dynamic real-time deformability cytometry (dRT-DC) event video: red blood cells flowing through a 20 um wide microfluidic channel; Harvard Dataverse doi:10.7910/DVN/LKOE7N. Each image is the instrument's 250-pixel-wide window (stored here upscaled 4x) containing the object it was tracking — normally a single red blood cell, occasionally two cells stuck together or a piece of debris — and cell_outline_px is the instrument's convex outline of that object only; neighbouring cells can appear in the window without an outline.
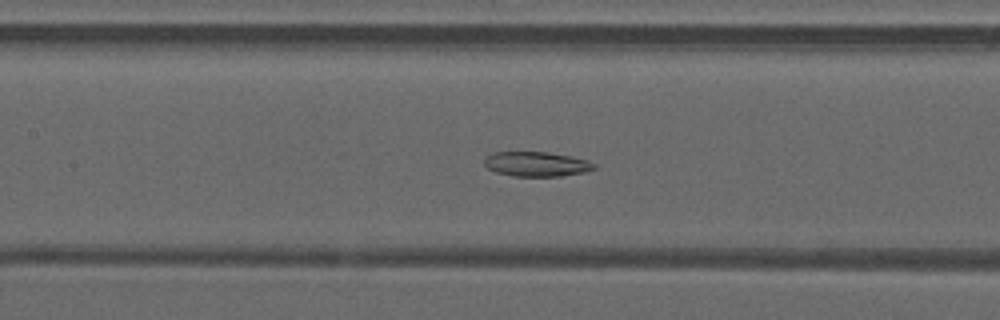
{"species": "common noctule bat (a hibernating species)", "species_latin": "Nyctalus noctula", "temperature_condition": "warm", "stored_images_in_passage": 49, "camera_frame_rate_fps": 3000, "um_per_image_px": 0.085, "animal": {"sex": "male", "forearm_length_mm": 52.5}, "frame": {"image": 1, "passage_image": 23, "time_ms": 7.333, "image_size_px": [1000, 320], "cell_outline_px": [[596, 168], [584, 172], [560, 176], [512, 176], [496, 172], [488, 168], [484, 164], [484, 156], [492, 152], [548, 152], [572, 156], [588, 160], [596, 164]], "centroid_in_image_um": [45.59, 13.94], "position_along_channel_um": 161.8, "area_um2": 15.95}}
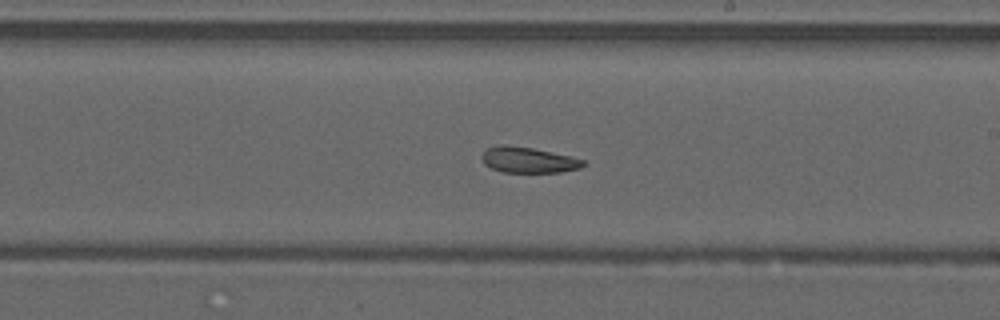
{"frame": {"image": 2, "passage_image": 29, "time_ms": 9.333, "image_size_px": [1000, 320], "cell_outline_px": [[584, 164], [580, 168], [560, 172], [504, 172], [492, 168], [484, 164], [480, 156], [488, 148], [500, 144], [508, 144], [532, 148], [572, 156], [584, 160]], "centroid_in_image_um": [44.89, 13.58], "position_along_channel_um": 244.1, "area_um2": 15.2}}
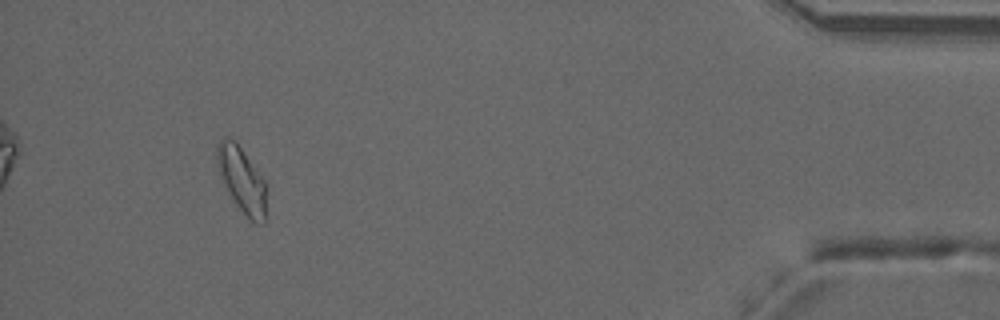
{"frame": {"image": 3, "passage_image": 46, "time_ms": 15.0, "image_size_px": [1000, 320], "cell_outline_px": [[268, 188], [264, 224], [256, 224], [248, 220], [232, 200], [216, 168], [216, 144], [224, 136], [228, 136], [240, 148], [264, 180]], "centroid_in_image_um": [20.55, 15.35], "position_along_channel_um": 414.6, "area_um2": 19.19}, "authors_computed_cell_mechanics": {"area_um2": 17.8602, "velocity_mm_per_s": 4.1301, "shape_relaxation_time_tau1_ms": null, "shape_relaxation_time_tau2_ms": 11.3478, "deformation_change_tau1": null, "deformation_change_tau2": 0.2056}}